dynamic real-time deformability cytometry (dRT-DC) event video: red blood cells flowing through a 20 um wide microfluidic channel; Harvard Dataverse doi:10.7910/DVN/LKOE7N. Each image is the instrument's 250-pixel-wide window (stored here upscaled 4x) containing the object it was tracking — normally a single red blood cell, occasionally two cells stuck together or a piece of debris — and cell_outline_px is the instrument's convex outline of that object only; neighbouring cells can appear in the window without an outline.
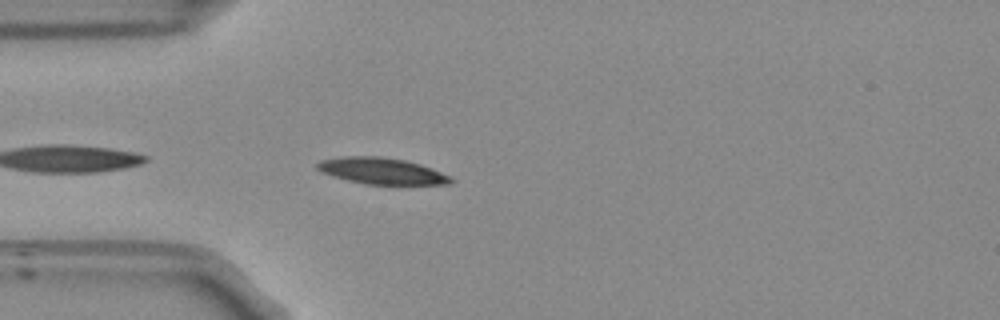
{"species": "Egyptian fruit bat (a non-hibernating species)", "species_latin": "Rousettus aegyptiacus", "temperature_condition": "room temperature", "stored_images_in_passage": 11, "camera_frame_rate_fps": 3000, "um_per_image_px": 0.085, "frame": {"image": 1, "passage_image": 2, "time_ms": 0.333, "image_size_px": [1000, 320], "cell_outline_px": [[456, 180], [452, 184], [364, 184], [332, 176], [320, 172], [316, 168], [316, 164], [320, 160], [340, 156], [380, 156], [404, 160], [420, 164], [432, 168], [452, 176]], "centroid_in_image_um": [32.45, 14.53], "position_along_channel_um": 52.5, "area_um2": 20.75}}